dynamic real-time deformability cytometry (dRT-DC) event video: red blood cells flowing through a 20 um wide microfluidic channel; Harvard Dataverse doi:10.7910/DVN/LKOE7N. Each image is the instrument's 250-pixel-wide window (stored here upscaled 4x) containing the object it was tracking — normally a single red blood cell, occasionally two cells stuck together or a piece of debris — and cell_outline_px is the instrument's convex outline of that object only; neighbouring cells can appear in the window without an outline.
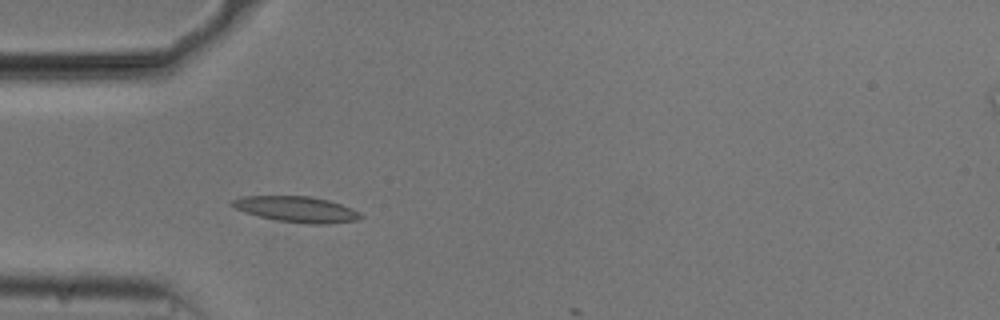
{"species": "common noctule bat (a hibernating species)", "species_latin": "Nyctalus noctula", "temperature_condition": "cold", "stored_images_in_passage": 3, "camera_frame_rate_fps": 3000, "um_per_image_px": 0.085, "animal": {"sex": "male", "body_mass_g": 20.5, "forearm_length_mm": 52.5}, "frame": {"image": 1, "passage_image": 1, "time_ms": 0.0, "image_size_px": [1000, 320], "cell_outline_px": [[364, 216], [356, 220], [328, 224], [308, 224], [276, 220], [244, 212], [228, 204], [228, 200], [240, 196], [312, 196], [328, 200], [352, 208], [360, 212]], "centroid_in_image_um": [25.17, 17.78], "position_along_channel_um": 59.8, "area_um2": 19.48}}